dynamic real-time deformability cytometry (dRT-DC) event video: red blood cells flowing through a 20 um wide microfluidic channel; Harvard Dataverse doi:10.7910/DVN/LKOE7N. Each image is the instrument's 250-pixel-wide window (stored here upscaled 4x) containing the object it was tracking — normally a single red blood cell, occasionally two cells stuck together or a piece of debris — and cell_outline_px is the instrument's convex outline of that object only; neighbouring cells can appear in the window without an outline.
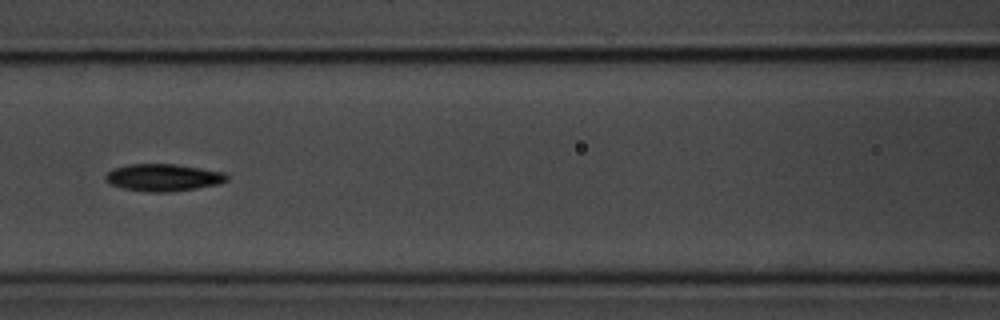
{"species": "common noctule bat (a hibernating species)", "species_latin": "Nyctalus noctula", "temperature_condition": "room temperature", "stored_images_in_passage": 19, "camera_frame_rate_fps": 3000, "um_per_image_px": 0.085, "animal": {"sex": "male", "body_mass_g": 20.1, "forearm_length_mm": 53.5}, "frame": {"image": 1, "passage_image": 9, "time_ms": 2.667, "image_size_px": [1000, 320], "cell_outline_px": [[228, 180], [220, 184], [196, 188], [168, 192], [148, 192], [124, 188], [112, 184], [104, 180], [104, 176], [112, 168], [128, 164], [176, 164], [224, 172], [228, 176]], "centroid_in_image_um": [13.87, 15.08], "position_along_channel_um": 152.7, "area_um2": 19.25}}